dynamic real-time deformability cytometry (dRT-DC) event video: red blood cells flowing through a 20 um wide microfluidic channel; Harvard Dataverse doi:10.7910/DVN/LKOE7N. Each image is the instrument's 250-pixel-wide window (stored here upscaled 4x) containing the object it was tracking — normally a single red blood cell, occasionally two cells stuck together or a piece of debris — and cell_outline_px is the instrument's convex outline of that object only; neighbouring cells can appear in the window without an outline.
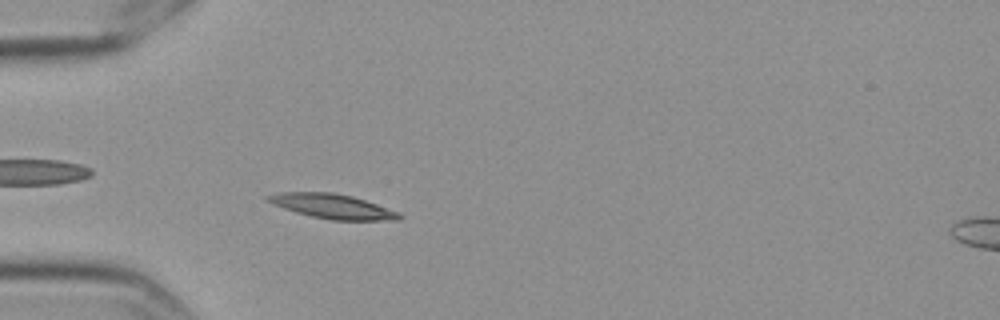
{"species": "Egyptian fruit bat (a non-hibernating species)", "species_latin": "Rousettus aegyptiacus", "temperature_condition": "cold", "stored_images_in_passage": 50, "camera_frame_rate_fps": 3000, "um_per_image_px": 0.085, "frame": {"image": 1, "passage_image": 9, "time_ms": 2.667, "image_size_px": [1000, 320], "cell_outline_px": [[404, 216], [400, 220], [332, 220], [312, 216], [296, 212], [272, 204], [264, 200], [264, 196], [280, 192], [332, 192], [352, 196], [400, 212]], "centroid_in_image_um": [28.25, 17.53], "position_along_channel_um": 56.8, "area_um2": 18.84}}
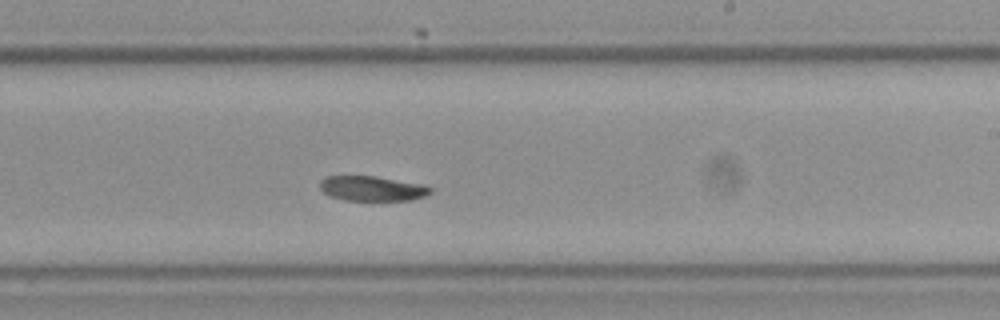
{"frame": {"image": 2, "passage_image": 27, "time_ms": 8.667, "image_size_px": [1000, 320], "cell_outline_px": [[432, 192], [424, 196], [412, 200], [344, 200], [328, 196], [320, 188], [320, 180], [324, 176], [376, 176], [428, 184], [432, 188]], "centroid_in_image_um": [31.67, 16.01], "position_along_channel_um": 257.3, "area_um2": 16.36}}
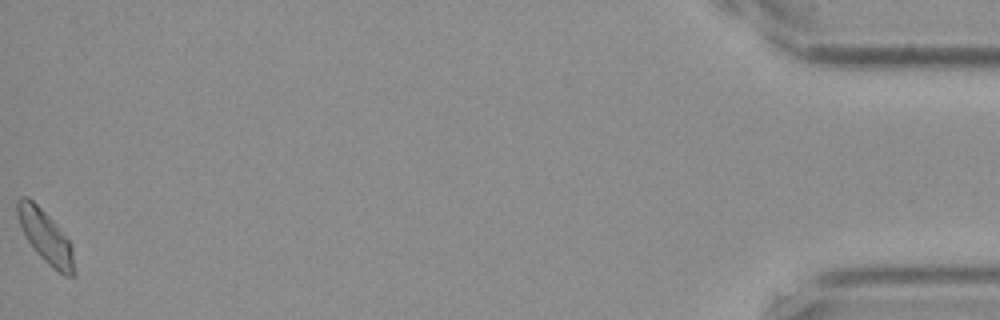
{"frame": {"image": 3, "passage_image": 50, "time_ms": 16.333, "image_size_px": [1000, 320], "cell_outline_px": [[76, 276], [64, 276], [52, 268], [36, 252], [28, 240], [20, 224], [16, 212], [16, 200], [20, 196], [28, 196], [56, 224], [72, 244], [76, 272]], "centroid_in_image_um": [3.9, 20.14], "position_along_channel_um": 431.3, "area_um2": 17.46}}